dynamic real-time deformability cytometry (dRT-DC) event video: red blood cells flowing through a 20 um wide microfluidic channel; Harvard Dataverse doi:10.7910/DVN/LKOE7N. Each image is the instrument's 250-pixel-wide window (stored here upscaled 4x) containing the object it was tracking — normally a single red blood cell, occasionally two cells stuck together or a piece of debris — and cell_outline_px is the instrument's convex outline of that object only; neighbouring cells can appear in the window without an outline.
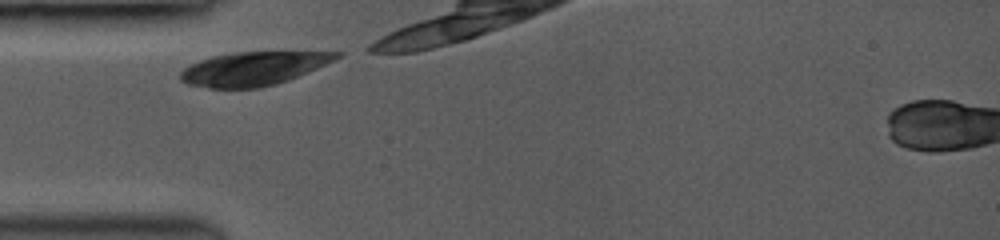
{"species": "common noctule bat (a hibernating species)", "species_latin": "Nyctalus noctula", "temperature_condition": "room temperature", "stored_images_in_passage": 11, "camera_frame_rate_fps": 3500, "um_per_image_px": 0.085, "animal": {"sex": "female", "body_mass_g": 19.0, "forearm_length_mm": 53.3}, "frame": {"image": 1, "passage_image": 1, "time_ms": 0.0, "image_size_px": [1000, 240], "cell_outline_px": [[344, 52], [340, 56], [316, 68], [288, 80], [256, 88], [212, 88], [188, 84], [180, 80], [180, 72], [184, 68], [200, 60], [212, 56], [236, 52]], "centroid_in_image_um": [21.48, 5.83], "position_along_channel_um": 63.5, "area_um2": 29.94}}
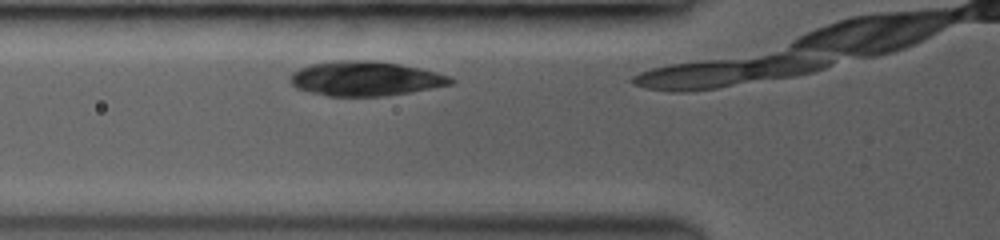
{"frame": {"image": 2, "passage_image": 4, "time_ms": 0.857, "image_size_px": [1000, 240], "cell_outline_px": [[456, 80], [452, 84], [408, 92], [380, 96], [328, 96], [296, 88], [288, 80], [292, 72], [300, 68], [312, 64], [336, 60], [372, 60], [400, 64], [420, 68], [452, 76]], "centroid_in_image_um": [31.05, 6.67], "position_along_channel_um": 94.8, "area_um2": 32.25}}